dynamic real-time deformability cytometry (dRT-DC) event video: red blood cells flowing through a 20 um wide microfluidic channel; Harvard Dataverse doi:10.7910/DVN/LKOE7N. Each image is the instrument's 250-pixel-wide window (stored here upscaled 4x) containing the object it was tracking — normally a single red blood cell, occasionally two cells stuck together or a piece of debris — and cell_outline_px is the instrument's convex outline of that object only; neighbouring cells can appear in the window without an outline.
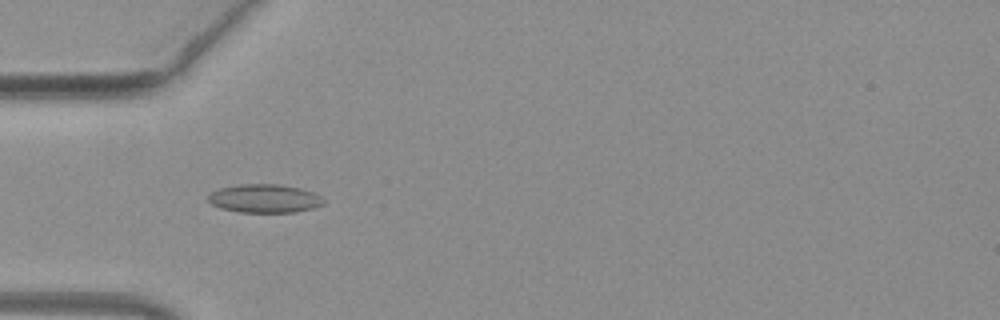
{"species": "common noctule bat (a hibernating species)", "species_latin": "Nyctalus noctula", "temperature_condition": "warm", "stored_images_in_passage": 40, "camera_frame_rate_fps": 3000, "um_per_image_px": 0.085, "animal": {"sex": "female", "body_mass_g": 19.3, "forearm_length_mm": 54.1}, "frame": {"image": 1, "passage_image": 6, "time_ms": 1.667, "image_size_px": [1000, 320], "cell_outline_px": [[324, 204], [312, 208], [296, 212], [240, 212], [220, 208], [212, 204], [208, 200], [208, 196], [212, 192], [220, 188], [240, 184], [280, 184], [300, 188], [312, 192], [320, 196], [324, 200]], "centroid_in_image_um": [22.49, 16.87], "position_along_channel_um": 62.5, "area_um2": 19.07}}
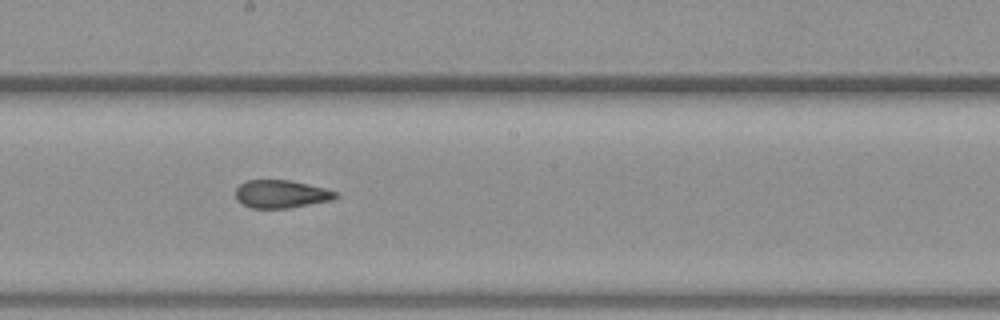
{"frame": {"image": 2, "passage_image": 18, "time_ms": 5.667, "image_size_px": [1000, 320], "cell_outline_px": [[340, 196], [332, 200], [288, 208], [252, 208], [240, 204], [236, 200], [236, 188], [244, 180], [288, 180], [308, 184], [324, 188], [336, 192]], "centroid_in_image_um": [23.86, 16.49], "position_along_channel_um": 224.3, "area_um2": 16.36}}
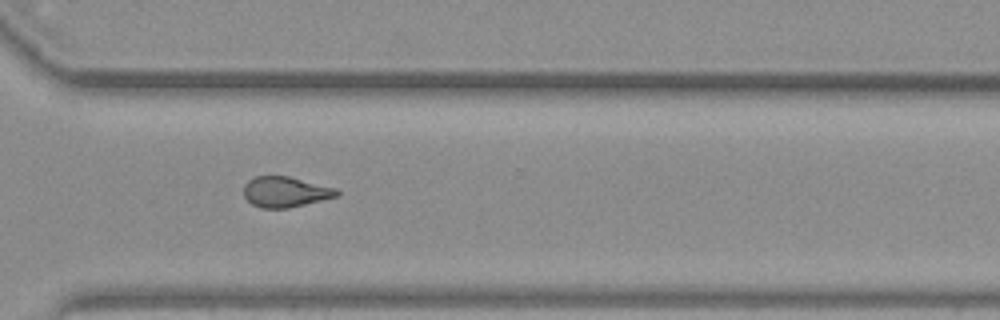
{"frame": {"image": 3, "passage_image": 27, "time_ms": 8.667, "image_size_px": [1000, 320], "cell_outline_px": [[340, 196], [288, 208], [260, 208], [252, 204], [244, 196], [244, 184], [248, 180], [256, 176], [288, 176], [336, 188], [340, 192]], "centroid_in_image_um": [24.27, 16.31], "position_along_channel_um": 346.3, "area_um2": 16.59}, "authors_computed_cell_mechanics": {"area_um2": 16.9354, "velocity_mm_per_s": 4.083, "shape_relaxation_time_tau1_ms": 11.2357, "shape_relaxation_time_tau2_ms": 1.7358, "deformation_change_tau1": 0.2266, "deformation_change_tau2": 0.0888}}